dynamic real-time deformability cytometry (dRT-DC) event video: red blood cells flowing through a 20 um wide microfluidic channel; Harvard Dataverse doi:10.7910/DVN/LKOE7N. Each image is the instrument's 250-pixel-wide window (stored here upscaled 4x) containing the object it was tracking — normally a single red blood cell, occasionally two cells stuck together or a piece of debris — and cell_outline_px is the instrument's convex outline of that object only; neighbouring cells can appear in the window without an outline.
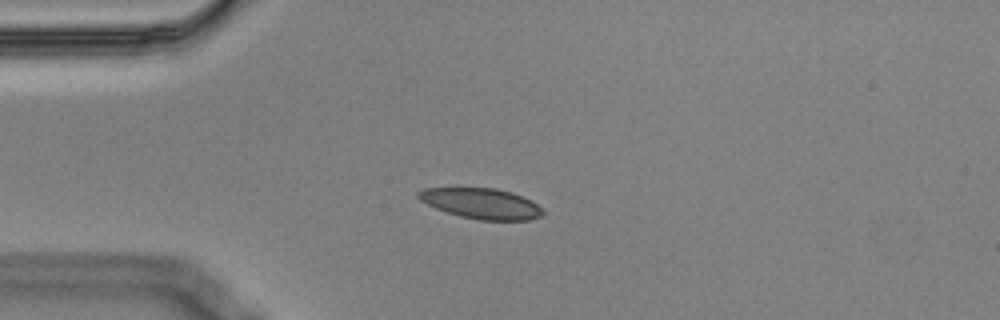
{"species": "Egyptian fruit bat (a non-hibernating species)", "species_latin": "Rousettus aegyptiacus", "temperature_condition": "cold", "stored_images_in_passage": 9, "camera_frame_rate_fps": 3000, "um_per_image_px": 0.085, "animal": {"sex": "male"}, "frame": {"image": 1, "passage_image": 1, "time_ms": 0.0, "image_size_px": [1000, 320], "cell_outline_px": [[544, 212], [540, 216], [528, 220], [480, 220], [460, 216], [436, 208], [420, 200], [416, 196], [416, 192], [424, 188], [496, 188], [512, 192], [532, 200], [544, 208]], "centroid_in_image_um": [40.94, 17.29], "position_along_channel_um": 44.1, "area_um2": 22.2}}
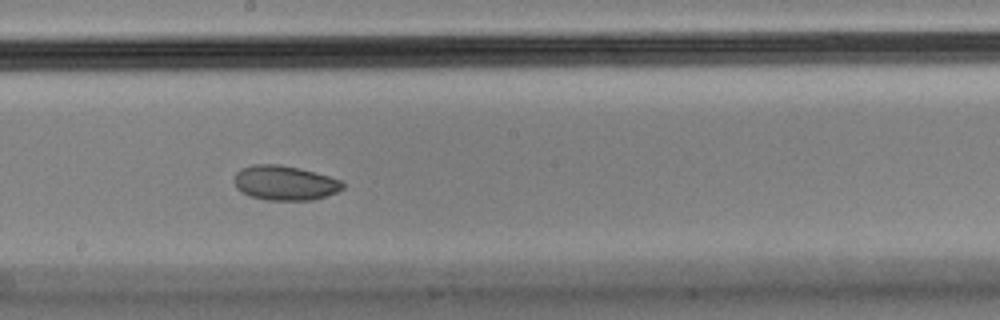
{"frame": {"image": 2, "passage_image": 6, "time_ms": 1.667, "image_size_px": [1000, 320], "cell_outline_px": [[344, 188], [336, 192], [312, 200], [264, 200], [252, 196], [236, 188], [232, 180], [236, 172], [240, 168], [252, 164], [280, 164], [300, 168], [328, 176], [340, 180], [344, 184]], "centroid_in_image_um": [24.16, 15.53], "position_along_channel_um": 224.0, "area_um2": 21.96}}
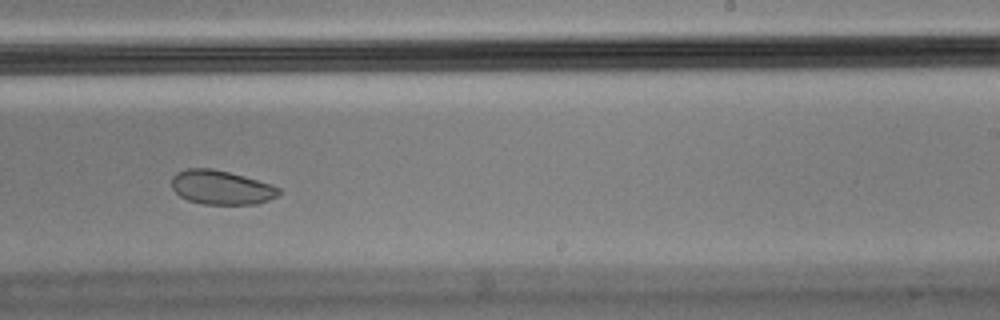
{"frame": {"image": 3, "passage_image": 7, "time_ms": 2.0, "image_size_px": [1000, 320], "cell_outline_px": [[280, 192], [276, 196], [260, 204], [204, 204], [188, 200], [180, 196], [172, 188], [172, 176], [176, 172], [188, 168], [212, 168], [244, 176], [272, 184], [280, 188]], "centroid_in_image_um": [18.8, 15.93], "position_along_channel_um": 270.2, "area_um2": 21.33}}